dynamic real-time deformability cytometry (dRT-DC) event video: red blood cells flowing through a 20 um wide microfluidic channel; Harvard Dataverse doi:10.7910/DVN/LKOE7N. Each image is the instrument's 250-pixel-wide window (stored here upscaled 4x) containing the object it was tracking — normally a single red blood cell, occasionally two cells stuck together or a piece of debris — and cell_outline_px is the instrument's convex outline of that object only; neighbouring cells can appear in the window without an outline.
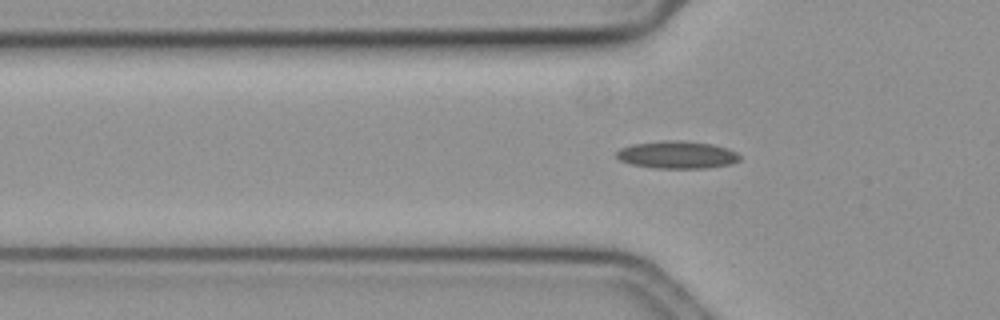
{"species": "common noctule bat (a hibernating species)", "species_latin": "Nyctalus noctula", "temperature_condition": "cold", "stored_images_in_passage": 7, "camera_frame_rate_fps": 3000, "um_per_image_px": 0.085, "animal": {"sex": "female", "body_mass_g": 19.3, "forearm_length_mm": 54.1}, "frame": {"image": 1, "passage_image": 4, "time_ms": 1.0, "image_size_px": [1000, 320], "cell_outline_px": [[740, 160], [732, 164], [708, 168], [652, 168], [628, 164], [620, 160], [616, 156], [616, 152], [620, 148], [632, 144], [664, 140], [680, 140], [712, 144], [728, 148], [736, 152], [740, 156]], "centroid_in_image_um": [57.54, 13.16], "position_along_channel_um": 68.3, "area_um2": 20.0}}